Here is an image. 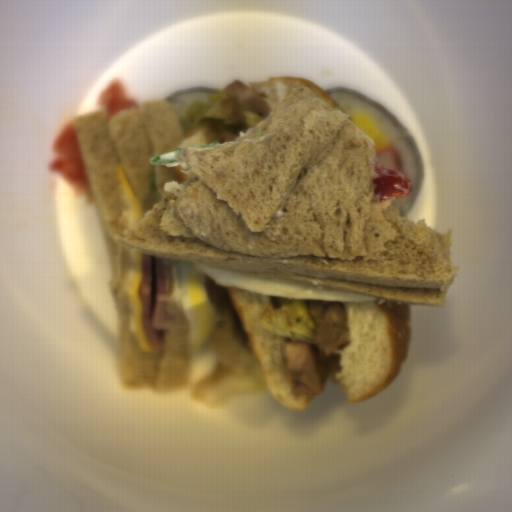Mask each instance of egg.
<instances>
[{"label": "egg", "mask_w": 512, "mask_h": 512, "mask_svg": "<svg viewBox=\"0 0 512 512\" xmlns=\"http://www.w3.org/2000/svg\"><path fill=\"white\" fill-rule=\"evenodd\" d=\"M163 188L164 191L170 192L178 197L179 194L188 187L178 180H168L164 182Z\"/></svg>", "instance_id": "egg-6"}, {"label": "egg", "mask_w": 512, "mask_h": 512, "mask_svg": "<svg viewBox=\"0 0 512 512\" xmlns=\"http://www.w3.org/2000/svg\"><path fill=\"white\" fill-rule=\"evenodd\" d=\"M350 121L372 139L375 145L376 155L380 151L389 149V138L371 116L361 113L355 114Z\"/></svg>", "instance_id": "egg-5"}, {"label": "egg", "mask_w": 512, "mask_h": 512, "mask_svg": "<svg viewBox=\"0 0 512 512\" xmlns=\"http://www.w3.org/2000/svg\"><path fill=\"white\" fill-rule=\"evenodd\" d=\"M197 265L220 286L237 287L264 296L341 303H362L364 301H379L380 299L343 291L320 290L289 280L251 274L235 269L204 264Z\"/></svg>", "instance_id": "egg-2"}, {"label": "egg", "mask_w": 512, "mask_h": 512, "mask_svg": "<svg viewBox=\"0 0 512 512\" xmlns=\"http://www.w3.org/2000/svg\"><path fill=\"white\" fill-rule=\"evenodd\" d=\"M118 172L121 198L128 208L123 210L122 213V215L128 216V229L138 224L146 216L144 211V201L141 200L130 187L126 173L119 163Z\"/></svg>", "instance_id": "egg-4"}, {"label": "egg", "mask_w": 512, "mask_h": 512, "mask_svg": "<svg viewBox=\"0 0 512 512\" xmlns=\"http://www.w3.org/2000/svg\"><path fill=\"white\" fill-rule=\"evenodd\" d=\"M143 269L142 252L129 249V268L124 282L123 291L128 300L130 323L129 330L135 337L142 354L153 353L148 345L143 327V305L138 293Z\"/></svg>", "instance_id": "egg-3"}, {"label": "egg", "mask_w": 512, "mask_h": 512, "mask_svg": "<svg viewBox=\"0 0 512 512\" xmlns=\"http://www.w3.org/2000/svg\"><path fill=\"white\" fill-rule=\"evenodd\" d=\"M172 295L184 312L189 340V384L198 385L216 373L221 357L210 344L215 328V305L205 287V273L197 263L172 259Z\"/></svg>", "instance_id": "egg-1"}]
</instances>
